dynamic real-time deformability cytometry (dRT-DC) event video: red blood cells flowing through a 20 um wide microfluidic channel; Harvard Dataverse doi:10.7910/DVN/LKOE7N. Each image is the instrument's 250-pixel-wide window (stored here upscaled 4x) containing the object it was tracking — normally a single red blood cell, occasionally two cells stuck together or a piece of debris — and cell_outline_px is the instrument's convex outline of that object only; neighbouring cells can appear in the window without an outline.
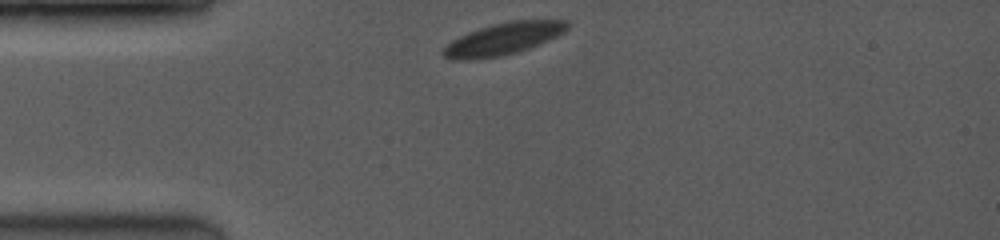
{"species": "common noctule bat (a hibernating species)", "species_latin": "Nyctalus noctula", "temperature_condition": "room temperature", "stored_images_in_passage": 9, "camera_frame_rate_fps": 3500, "um_per_image_px": 0.085, "animal": {"sex": "female", "body_mass_g": 19.0, "forearm_length_mm": 53.3}, "frame": {"image": 1, "passage_image": 1, "time_ms": 0.0, "image_size_px": [1000, 240], "cell_outline_px": [[568, 28], [564, 32], [548, 40], [528, 48], [516, 52], [500, 56], [468, 60], [452, 60], [444, 56], [440, 52], [452, 40], [468, 32], [492, 24], [512, 20], [568, 20]], "centroid_in_image_um": [42.75, 3.3], "position_along_channel_um": 42.2, "area_um2": 22.95}}
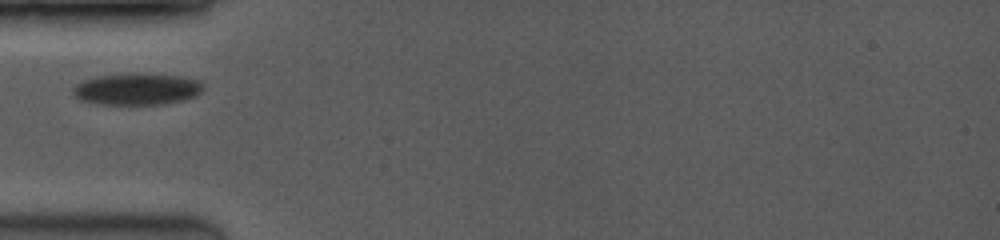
{"frame": {"image": 2, "passage_image": 5, "time_ms": 1.429, "image_size_px": [1000, 240], "cell_outline_px": [[204, 92], [196, 96], [164, 104], [100, 104], [80, 100], [72, 92], [72, 88], [76, 84], [92, 76], [128, 72], [136, 72], [184, 76], [200, 80], [204, 84]], "centroid_in_image_um": [11.67, 7.54], "position_along_channel_um": 73.3, "area_um2": 24.74}}
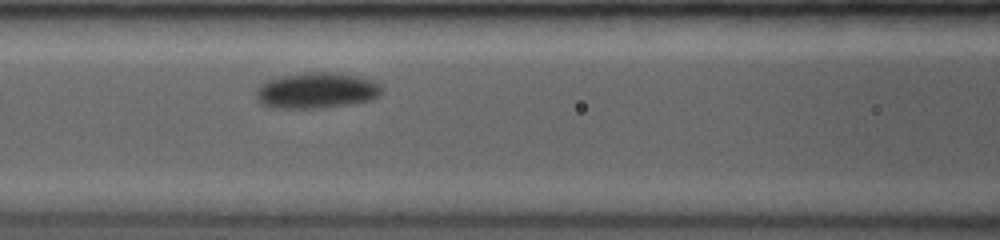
{"frame": {"image": 3, "passage_image": 9, "time_ms": 3.143, "image_size_px": [1000, 240], "cell_outline_px": [[384, 88], [372, 100], [348, 104], [320, 108], [272, 108], [260, 104], [256, 96], [256, 92], [260, 84], [268, 80], [280, 76], [304, 72], [328, 72], [356, 76], [372, 80], [380, 84]], "centroid_in_image_um": [26.87, 7.69], "position_along_channel_um": 139.7, "area_um2": 26.24}}